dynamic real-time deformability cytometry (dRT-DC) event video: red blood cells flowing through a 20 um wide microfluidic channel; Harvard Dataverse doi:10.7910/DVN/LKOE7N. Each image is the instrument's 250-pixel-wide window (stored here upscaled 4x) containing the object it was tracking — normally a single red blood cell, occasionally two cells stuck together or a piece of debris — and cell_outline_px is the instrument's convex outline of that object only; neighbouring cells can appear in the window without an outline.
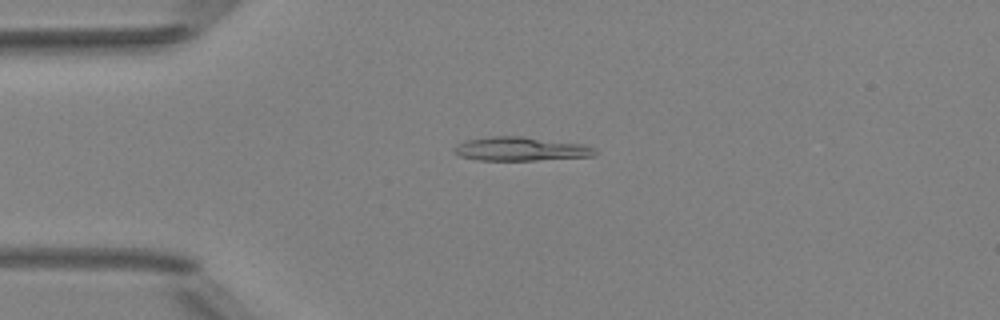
{"species": "Egyptian fruit bat (a non-hibernating species)", "species_latin": "Rousettus aegyptiacus", "temperature_condition": "room temperature", "stored_images_in_passage": 5, "camera_frame_rate_fps": 3000, "um_per_image_px": 0.085, "animal": {"sex": "female"}, "frame": {"image": 1, "passage_image": 4, "time_ms": 3.667, "image_size_px": [1000, 320], "cell_outline_px": [[596, 156], [536, 160], [476, 160], [460, 156], [452, 152], [452, 148], [456, 144], [468, 140], [492, 136], [524, 136], [580, 144], [596, 148]], "centroid_in_image_um": [44.22, 12.66], "position_along_channel_um": 40.8, "area_um2": 19.59}}